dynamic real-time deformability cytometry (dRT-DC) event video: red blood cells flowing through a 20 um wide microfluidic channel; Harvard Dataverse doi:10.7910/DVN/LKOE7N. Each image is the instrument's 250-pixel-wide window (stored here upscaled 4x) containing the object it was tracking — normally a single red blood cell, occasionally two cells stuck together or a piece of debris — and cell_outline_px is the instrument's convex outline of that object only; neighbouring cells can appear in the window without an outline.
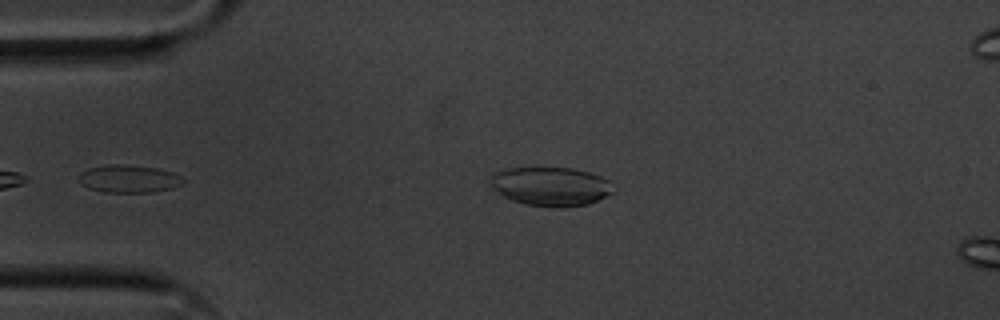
{"species": "common noctule bat (a hibernating species)", "species_latin": "Nyctalus noctula", "temperature_condition": "cold", "stored_images_in_passage": 39, "camera_frame_rate_fps": 3000, "um_per_image_px": 0.085, "animal": {"sex": "male", "body_mass_g": 20.1, "forearm_length_mm": 53.5}, "frame": {"image": 1, "passage_image": 2, "time_ms": 0.333, "image_size_px": [1000, 320], "cell_outline_px": [[616, 192], [588, 204], [560, 208], [552, 208], [524, 204], [512, 200], [504, 196], [492, 188], [492, 176], [496, 172], [508, 168], [572, 168], [588, 172], [600, 176], [608, 180]], "centroid_in_image_um": [46.85, 15.86], "position_along_channel_um": 38.1, "area_um2": 27.8}}
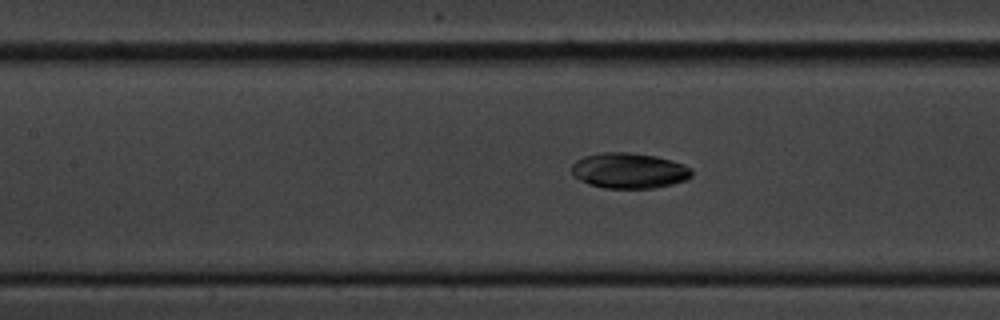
{"frame": {"image": 2, "passage_image": 14, "time_ms": 4.333, "image_size_px": [1000, 320], "cell_outline_px": [[692, 176], [688, 180], [672, 184], [652, 188], [604, 188], [588, 184], [572, 176], [572, 164], [576, 160], [584, 156], [604, 152], [628, 152], [656, 156], [672, 160], [684, 164], [692, 168]], "centroid_in_image_um": [53.48, 14.5], "position_along_channel_um": 153.9, "area_um2": 25.09}}
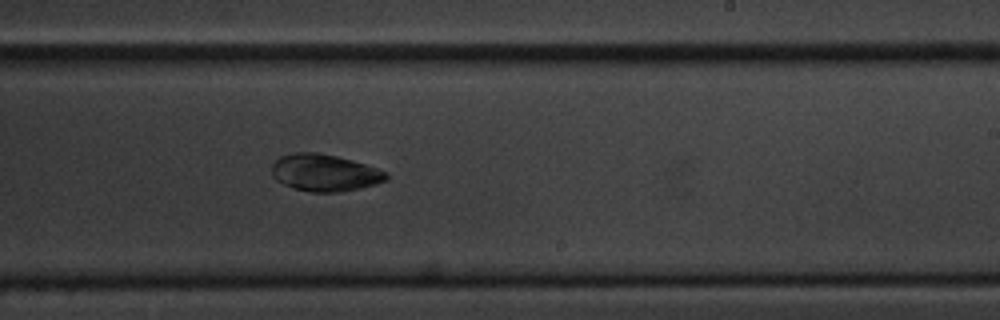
{"frame": {"image": 3, "passage_image": 23, "time_ms": 7.333, "image_size_px": [1000, 320], "cell_outline_px": [[388, 180], [360, 188], [340, 192], [312, 192], [296, 188], [284, 184], [276, 180], [272, 176], [272, 164], [280, 156], [296, 152], [316, 152], [336, 156], [352, 160], [388, 172]], "centroid_in_image_um": [27.59, 14.68], "position_along_channel_um": 261.4, "area_um2": 24.57}, "authors_computed_cell_mechanics": {"area_um2": 25.432, "velocity_mm_per_s": 3.5949, "shape_relaxation_time_tau1_ms": 3.499, "shape_relaxation_time_tau2_ms": null, "deformation_change_tau1": 0.0607, "deformation_change_tau2": null}}